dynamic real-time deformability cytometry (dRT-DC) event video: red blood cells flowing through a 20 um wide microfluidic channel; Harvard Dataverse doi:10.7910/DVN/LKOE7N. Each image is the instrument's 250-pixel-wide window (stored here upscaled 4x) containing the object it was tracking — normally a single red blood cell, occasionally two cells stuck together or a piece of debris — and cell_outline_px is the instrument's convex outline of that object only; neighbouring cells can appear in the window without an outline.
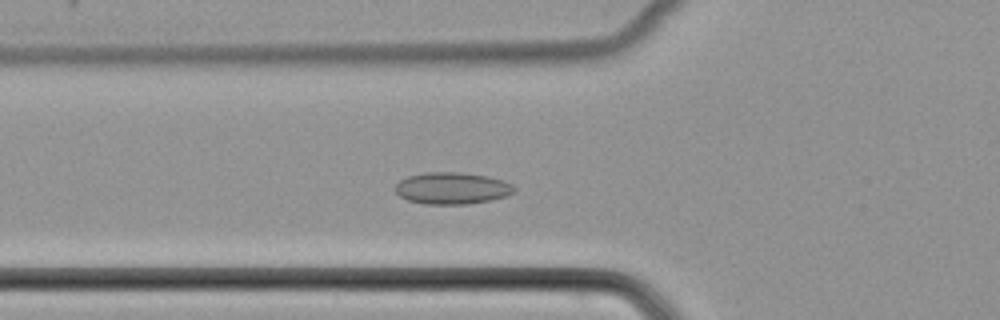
{"species": "common noctule bat (a hibernating species)", "species_latin": "Nyctalus noctula", "temperature_condition": "cold", "stored_images_in_passage": 39, "camera_frame_rate_fps": 3000, "um_per_image_px": 0.085, "animal": {"sex": "female", "body_mass_g": 22.7, "forearm_length_mm": 54.2}, "frame": {"image": 1, "passage_image": 6, "time_ms": 1.667, "image_size_px": [1000, 320], "cell_outline_px": [[516, 188], [508, 196], [468, 204], [424, 204], [408, 200], [400, 196], [396, 192], [396, 184], [400, 180], [408, 176], [428, 172], [460, 172], [488, 176], [512, 184]], "centroid_in_image_um": [38.42, 16.0], "position_along_channel_um": 87.4, "area_um2": 21.91}}
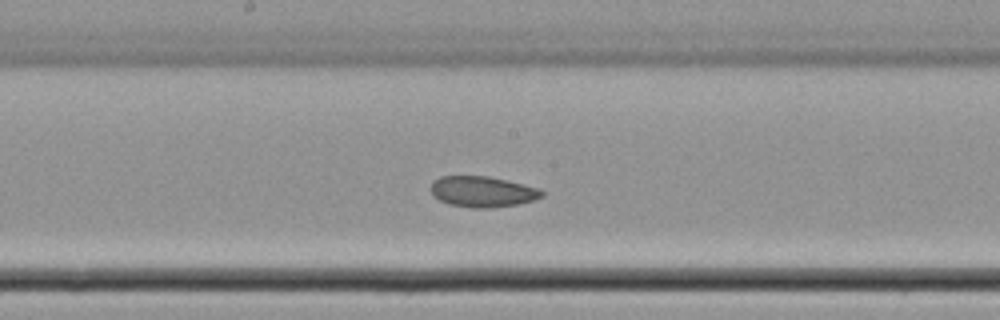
{"frame": {"image": 2, "passage_image": 15, "time_ms": 4.667, "image_size_px": [1000, 320], "cell_outline_px": [[544, 196], [520, 204], [492, 208], [472, 208], [448, 204], [432, 196], [432, 180], [440, 176], [488, 176], [540, 188], [544, 192]], "centroid_in_image_um": [41.01, 16.3], "position_along_channel_um": 207.2, "area_um2": 20.06}}
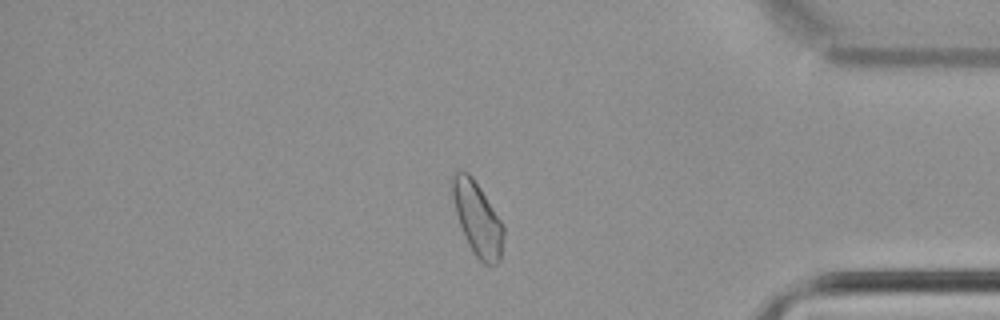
{"frame": {"image": 3, "passage_image": 31, "time_ms": 10.0, "image_size_px": [1000, 320], "cell_outline_px": [[504, 236], [500, 260], [496, 264], [484, 264], [476, 256], [468, 244], [460, 224], [456, 212], [452, 196], [452, 176], [456, 172], [468, 172], [472, 176], [480, 188], [500, 220], [504, 228]], "centroid_in_image_um": [40.59, 18.61], "position_along_channel_um": 394.6, "area_um2": 21.39}}